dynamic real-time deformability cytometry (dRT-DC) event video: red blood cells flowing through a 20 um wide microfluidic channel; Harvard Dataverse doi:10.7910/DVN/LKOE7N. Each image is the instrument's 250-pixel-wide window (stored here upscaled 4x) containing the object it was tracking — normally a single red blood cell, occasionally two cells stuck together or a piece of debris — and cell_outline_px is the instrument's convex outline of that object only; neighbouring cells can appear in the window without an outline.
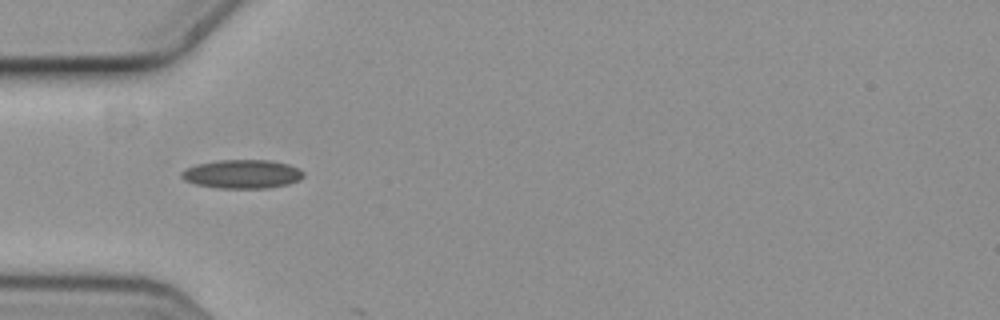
{"species": "common noctule bat (a hibernating species)", "species_latin": "Nyctalus noctula", "temperature_condition": "cold", "stored_images_in_passage": 3, "camera_frame_rate_fps": 3000, "um_per_image_px": 0.085, "animal": {"sex": "female", "body_mass_g": 19.3, "forearm_length_mm": 54.1}, "frame": {"image": 1, "passage_image": 2, "time_ms": 0.333, "image_size_px": [1000, 320], "cell_outline_px": [[304, 176], [300, 180], [288, 184], [268, 188], [216, 188], [196, 184], [184, 180], [180, 176], [180, 172], [196, 164], [220, 160], [268, 160], [288, 164], [304, 172]], "centroid_in_image_um": [20.58, 14.8], "position_along_channel_um": 64.4, "area_um2": 20.4}}